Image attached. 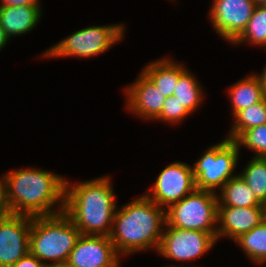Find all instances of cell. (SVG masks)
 I'll list each match as a JSON object with an SVG mask.
<instances>
[{
	"label": "cell",
	"instance_id": "cell-1",
	"mask_svg": "<svg viewBox=\"0 0 266 267\" xmlns=\"http://www.w3.org/2000/svg\"><path fill=\"white\" fill-rule=\"evenodd\" d=\"M3 178L5 202L11 214L34 217L64 212L66 178L63 176L31 167L11 170Z\"/></svg>",
	"mask_w": 266,
	"mask_h": 267
},
{
	"label": "cell",
	"instance_id": "cell-2",
	"mask_svg": "<svg viewBox=\"0 0 266 267\" xmlns=\"http://www.w3.org/2000/svg\"><path fill=\"white\" fill-rule=\"evenodd\" d=\"M165 224L166 210L142 194L117 206L109 238L122 257L150 248L157 251Z\"/></svg>",
	"mask_w": 266,
	"mask_h": 267
},
{
	"label": "cell",
	"instance_id": "cell-3",
	"mask_svg": "<svg viewBox=\"0 0 266 267\" xmlns=\"http://www.w3.org/2000/svg\"><path fill=\"white\" fill-rule=\"evenodd\" d=\"M110 178H92L73 186L66 179L64 213L82 235H110L117 208Z\"/></svg>",
	"mask_w": 266,
	"mask_h": 267
},
{
	"label": "cell",
	"instance_id": "cell-4",
	"mask_svg": "<svg viewBox=\"0 0 266 267\" xmlns=\"http://www.w3.org/2000/svg\"><path fill=\"white\" fill-rule=\"evenodd\" d=\"M80 236L81 232L64 212L34 216L29 235V253L46 267L65 263Z\"/></svg>",
	"mask_w": 266,
	"mask_h": 267
},
{
	"label": "cell",
	"instance_id": "cell-5",
	"mask_svg": "<svg viewBox=\"0 0 266 267\" xmlns=\"http://www.w3.org/2000/svg\"><path fill=\"white\" fill-rule=\"evenodd\" d=\"M125 26L109 24L89 26L73 32L41 54L42 58L80 57L90 58L108 51L123 40Z\"/></svg>",
	"mask_w": 266,
	"mask_h": 267
},
{
	"label": "cell",
	"instance_id": "cell-6",
	"mask_svg": "<svg viewBox=\"0 0 266 267\" xmlns=\"http://www.w3.org/2000/svg\"><path fill=\"white\" fill-rule=\"evenodd\" d=\"M217 192L195 189L166 209V224L171 227L211 233L217 239Z\"/></svg>",
	"mask_w": 266,
	"mask_h": 267
},
{
	"label": "cell",
	"instance_id": "cell-7",
	"mask_svg": "<svg viewBox=\"0 0 266 267\" xmlns=\"http://www.w3.org/2000/svg\"><path fill=\"white\" fill-rule=\"evenodd\" d=\"M241 147L234 140L225 138L207 148L193 164L197 189L216 192L234 175L239 161Z\"/></svg>",
	"mask_w": 266,
	"mask_h": 267
},
{
	"label": "cell",
	"instance_id": "cell-8",
	"mask_svg": "<svg viewBox=\"0 0 266 267\" xmlns=\"http://www.w3.org/2000/svg\"><path fill=\"white\" fill-rule=\"evenodd\" d=\"M165 227L157 253L170 260L184 263L194 261L217 243L211 233L171 227L167 224Z\"/></svg>",
	"mask_w": 266,
	"mask_h": 267
},
{
	"label": "cell",
	"instance_id": "cell-9",
	"mask_svg": "<svg viewBox=\"0 0 266 267\" xmlns=\"http://www.w3.org/2000/svg\"><path fill=\"white\" fill-rule=\"evenodd\" d=\"M152 185L145 195L166 210L196 189L193 168L185 162H172Z\"/></svg>",
	"mask_w": 266,
	"mask_h": 267
},
{
	"label": "cell",
	"instance_id": "cell-10",
	"mask_svg": "<svg viewBox=\"0 0 266 267\" xmlns=\"http://www.w3.org/2000/svg\"><path fill=\"white\" fill-rule=\"evenodd\" d=\"M209 10L212 28L229 43L245 30L256 5L253 0H213Z\"/></svg>",
	"mask_w": 266,
	"mask_h": 267
},
{
	"label": "cell",
	"instance_id": "cell-11",
	"mask_svg": "<svg viewBox=\"0 0 266 267\" xmlns=\"http://www.w3.org/2000/svg\"><path fill=\"white\" fill-rule=\"evenodd\" d=\"M32 217L7 214L0 217V267H12L29 253Z\"/></svg>",
	"mask_w": 266,
	"mask_h": 267
},
{
	"label": "cell",
	"instance_id": "cell-12",
	"mask_svg": "<svg viewBox=\"0 0 266 267\" xmlns=\"http://www.w3.org/2000/svg\"><path fill=\"white\" fill-rule=\"evenodd\" d=\"M120 259L109 236L81 234L67 263L74 267H121Z\"/></svg>",
	"mask_w": 266,
	"mask_h": 267
},
{
	"label": "cell",
	"instance_id": "cell-13",
	"mask_svg": "<svg viewBox=\"0 0 266 267\" xmlns=\"http://www.w3.org/2000/svg\"><path fill=\"white\" fill-rule=\"evenodd\" d=\"M133 83L126 86V110L143 120H154L161 112L166 97L141 71Z\"/></svg>",
	"mask_w": 266,
	"mask_h": 267
},
{
	"label": "cell",
	"instance_id": "cell-14",
	"mask_svg": "<svg viewBox=\"0 0 266 267\" xmlns=\"http://www.w3.org/2000/svg\"><path fill=\"white\" fill-rule=\"evenodd\" d=\"M264 220L263 206L235 207L218 205L217 241L220 237L236 240ZM220 224V225H219Z\"/></svg>",
	"mask_w": 266,
	"mask_h": 267
},
{
	"label": "cell",
	"instance_id": "cell-15",
	"mask_svg": "<svg viewBox=\"0 0 266 267\" xmlns=\"http://www.w3.org/2000/svg\"><path fill=\"white\" fill-rule=\"evenodd\" d=\"M42 6H6L0 7V26L10 40L29 33L40 22Z\"/></svg>",
	"mask_w": 266,
	"mask_h": 267
},
{
	"label": "cell",
	"instance_id": "cell-16",
	"mask_svg": "<svg viewBox=\"0 0 266 267\" xmlns=\"http://www.w3.org/2000/svg\"><path fill=\"white\" fill-rule=\"evenodd\" d=\"M184 64L170 57L149 62L141 71L155 84L165 97L172 96L179 77L186 71Z\"/></svg>",
	"mask_w": 266,
	"mask_h": 267
},
{
	"label": "cell",
	"instance_id": "cell-17",
	"mask_svg": "<svg viewBox=\"0 0 266 267\" xmlns=\"http://www.w3.org/2000/svg\"><path fill=\"white\" fill-rule=\"evenodd\" d=\"M228 93L231 99L230 103H232V117L239 111L265 99L260 82L253 73L231 85L228 89Z\"/></svg>",
	"mask_w": 266,
	"mask_h": 267
},
{
	"label": "cell",
	"instance_id": "cell-18",
	"mask_svg": "<svg viewBox=\"0 0 266 267\" xmlns=\"http://www.w3.org/2000/svg\"><path fill=\"white\" fill-rule=\"evenodd\" d=\"M218 205L235 207L263 206L240 174L230 178L217 194Z\"/></svg>",
	"mask_w": 266,
	"mask_h": 267
},
{
	"label": "cell",
	"instance_id": "cell-19",
	"mask_svg": "<svg viewBox=\"0 0 266 267\" xmlns=\"http://www.w3.org/2000/svg\"><path fill=\"white\" fill-rule=\"evenodd\" d=\"M234 242L254 264L266 263V220L256 225L249 232L242 234Z\"/></svg>",
	"mask_w": 266,
	"mask_h": 267
},
{
	"label": "cell",
	"instance_id": "cell-20",
	"mask_svg": "<svg viewBox=\"0 0 266 267\" xmlns=\"http://www.w3.org/2000/svg\"><path fill=\"white\" fill-rule=\"evenodd\" d=\"M173 96L177 97L190 114L201 105L204 98L202 85L188 68L179 77Z\"/></svg>",
	"mask_w": 266,
	"mask_h": 267
},
{
	"label": "cell",
	"instance_id": "cell-21",
	"mask_svg": "<svg viewBox=\"0 0 266 267\" xmlns=\"http://www.w3.org/2000/svg\"><path fill=\"white\" fill-rule=\"evenodd\" d=\"M226 138L235 140L243 131L266 124V98L239 111Z\"/></svg>",
	"mask_w": 266,
	"mask_h": 267
},
{
	"label": "cell",
	"instance_id": "cell-22",
	"mask_svg": "<svg viewBox=\"0 0 266 267\" xmlns=\"http://www.w3.org/2000/svg\"><path fill=\"white\" fill-rule=\"evenodd\" d=\"M243 42L266 49V6H256L245 30L232 45H240Z\"/></svg>",
	"mask_w": 266,
	"mask_h": 267
},
{
	"label": "cell",
	"instance_id": "cell-23",
	"mask_svg": "<svg viewBox=\"0 0 266 267\" xmlns=\"http://www.w3.org/2000/svg\"><path fill=\"white\" fill-rule=\"evenodd\" d=\"M246 165L239 174L256 198L264 204L266 202V158L252 157Z\"/></svg>",
	"mask_w": 266,
	"mask_h": 267
},
{
	"label": "cell",
	"instance_id": "cell-24",
	"mask_svg": "<svg viewBox=\"0 0 266 267\" xmlns=\"http://www.w3.org/2000/svg\"><path fill=\"white\" fill-rule=\"evenodd\" d=\"M234 141L252 150L254 157L266 158V124L243 131Z\"/></svg>",
	"mask_w": 266,
	"mask_h": 267
},
{
	"label": "cell",
	"instance_id": "cell-25",
	"mask_svg": "<svg viewBox=\"0 0 266 267\" xmlns=\"http://www.w3.org/2000/svg\"><path fill=\"white\" fill-rule=\"evenodd\" d=\"M190 115L191 114L183 104L177 100V97L172 95L166 97L160 114L154 120L175 125L176 123L179 124V122L184 121V119Z\"/></svg>",
	"mask_w": 266,
	"mask_h": 267
},
{
	"label": "cell",
	"instance_id": "cell-26",
	"mask_svg": "<svg viewBox=\"0 0 266 267\" xmlns=\"http://www.w3.org/2000/svg\"><path fill=\"white\" fill-rule=\"evenodd\" d=\"M12 267H46L36 256L28 253L17 261Z\"/></svg>",
	"mask_w": 266,
	"mask_h": 267
},
{
	"label": "cell",
	"instance_id": "cell-27",
	"mask_svg": "<svg viewBox=\"0 0 266 267\" xmlns=\"http://www.w3.org/2000/svg\"><path fill=\"white\" fill-rule=\"evenodd\" d=\"M1 4L0 7H6V6H41L40 0H0Z\"/></svg>",
	"mask_w": 266,
	"mask_h": 267
},
{
	"label": "cell",
	"instance_id": "cell-28",
	"mask_svg": "<svg viewBox=\"0 0 266 267\" xmlns=\"http://www.w3.org/2000/svg\"><path fill=\"white\" fill-rule=\"evenodd\" d=\"M9 210L7 208L5 202V182L3 175L0 177V217L9 214Z\"/></svg>",
	"mask_w": 266,
	"mask_h": 267
},
{
	"label": "cell",
	"instance_id": "cell-29",
	"mask_svg": "<svg viewBox=\"0 0 266 267\" xmlns=\"http://www.w3.org/2000/svg\"><path fill=\"white\" fill-rule=\"evenodd\" d=\"M259 82H260V86H261V89H262V92H263V95H264V98H266V65L265 67L263 68V72L260 73V74H254Z\"/></svg>",
	"mask_w": 266,
	"mask_h": 267
},
{
	"label": "cell",
	"instance_id": "cell-30",
	"mask_svg": "<svg viewBox=\"0 0 266 267\" xmlns=\"http://www.w3.org/2000/svg\"><path fill=\"white\" fill-rule=\"evenodd\" d=\"M9 39L6 37L4 30L0 26V51L8 43Z\"/></svg>",
	"mask_w": 266,
	"mask_h": 267
},
{
	"label": "cell",
	"instance_id": "cell-31",
	"mask_svg": "<svg viewBox=\"0 0 266 267\" xmlns=\"http://www.w3.org/2000/svg\"><path fill=\"white\" fill-rule=\"evenodd\" d=\"M256 6H266V0H253Z\"/></svg>",
	"mask_w": 266,
	"mask_h": 267
},
{
	"label": "cell",
	"instance_id": "cell-32",
	"mask_svg": "<svg viewBox=\"0 0 266 267\" xmlns=\"http://www.w3.org/2000/svg\"><path fill=\"white\" fill-rule=\"evenodd\" d=\"M51 267H74V266H71L70 264H68L67 262H65V263L53 265Z\"/></svg>",
	"mask_w": 266,
	"mask_h": 267
},
{
	"label": "cell",
	"instance_id": "cell-33",
	"mask_svg": "<svg viewBox=\"0 0 266 267\" xmlns=\"http://www.w3.org/2000/svg\"><path fill=\"white\" fill-rule=\"evenodd\" d=\"M163 267H186V266H184V265H169V266H163ZM187 267H189V266H187Z\"/></svg>",
	"mask_w": 266,
	"mask_h": 267
},
{
	"label": "cell",
	"instance_id": "cell-34",
	"mask_svg": "<svg viewBox=\"0 0 266 267\" xmlns=\"http://www.w3.org/2000/svg\"><path fill=\"white\" fill-rule=\"evenodd\" d=\"M263 208H264V220H266V202L263 204Z\"/></svg>",
	"mask_w": 266,
	"mask_h": 267
}]
</instances>
